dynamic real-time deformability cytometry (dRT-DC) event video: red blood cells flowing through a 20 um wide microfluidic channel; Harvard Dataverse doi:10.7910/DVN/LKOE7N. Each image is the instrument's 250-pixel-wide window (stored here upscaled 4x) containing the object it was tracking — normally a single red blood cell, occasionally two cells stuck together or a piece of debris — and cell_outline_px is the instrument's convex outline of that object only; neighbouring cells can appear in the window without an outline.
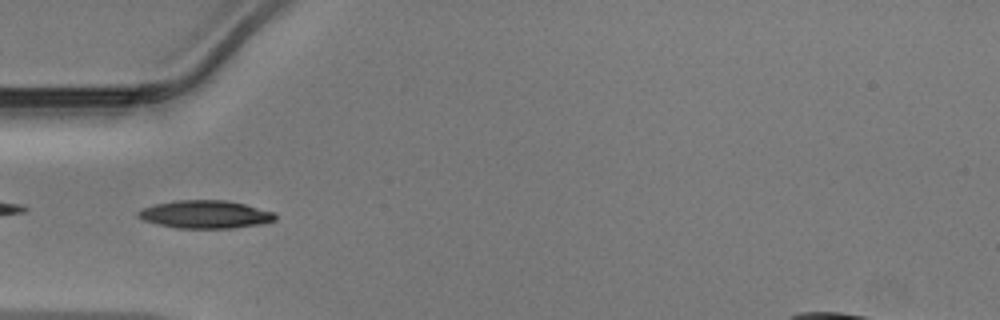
{"species": "Egyptian fruit bat (a non-hibernating species)", "species_latin": "Rousettus aegyptiacus", "temperature_condition": "warm", "stored_images_in_passage": 33, "camera_frame_rate_fps": 3000, "um_per_image_px": 0.085, "animal": {"sex": "male"}, "frame": {"image": 1, "passage_image": 1, "time_ms": 0.0, "image_size_px": [1000, 320], "cell_outline_px": [[276, 220], [260, 224], [232, 228], [176, 228], [144, 220], [136, 216], [136, 212], [144, 208], [156, 204], [176, 200], [228, 200], [276, 212]], "centroid_in_image_um": [17.48, 18.22], "position_along_channel_um": 67.5, "area_um2": 22.25}}
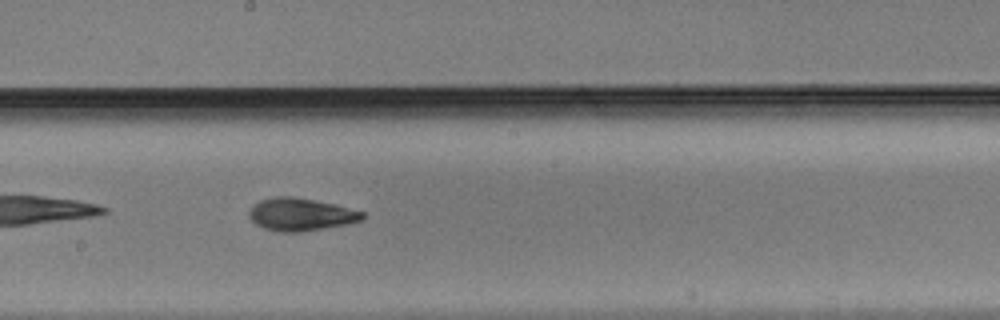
{"frame": {"image": 2, "passage_image": 12, "time_ms": 3.667, "image_size_px": [1000, 320], "cell_outline_px": [[364, 216], [360, 220], [344, 224], [300, 232], [280, 232], [264, 228], [256, 224], [248, 216], [248, 212], [252, 204], [260, 200], [272, 196], [292, 196], [332, 204], [364, 212]], "centroid_in_image_um": [25.47, 18.22], "position_along_channel_um": 222.7, "area_um2": 21.27}}
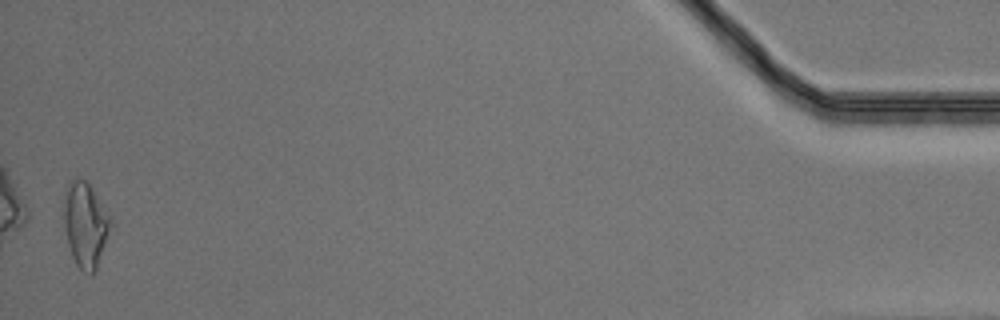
{"frame": {"image": 3, "passage_image": 33, "time_ms": 10.667, "image_size_px": [1000, 320], "cell_outline_px": [[112, 228], [96, 272], [84, 272], [76, 264], [72, 256], [68, 244], [64, 228], [64, 192], [68, 180], [76, 176], [84, 180], [88, 184], [112, 216]], "centroid_in_image_um": [7.27, 19.07], "position_along_channel_um": 427.9, "area_um2": 23.64}}